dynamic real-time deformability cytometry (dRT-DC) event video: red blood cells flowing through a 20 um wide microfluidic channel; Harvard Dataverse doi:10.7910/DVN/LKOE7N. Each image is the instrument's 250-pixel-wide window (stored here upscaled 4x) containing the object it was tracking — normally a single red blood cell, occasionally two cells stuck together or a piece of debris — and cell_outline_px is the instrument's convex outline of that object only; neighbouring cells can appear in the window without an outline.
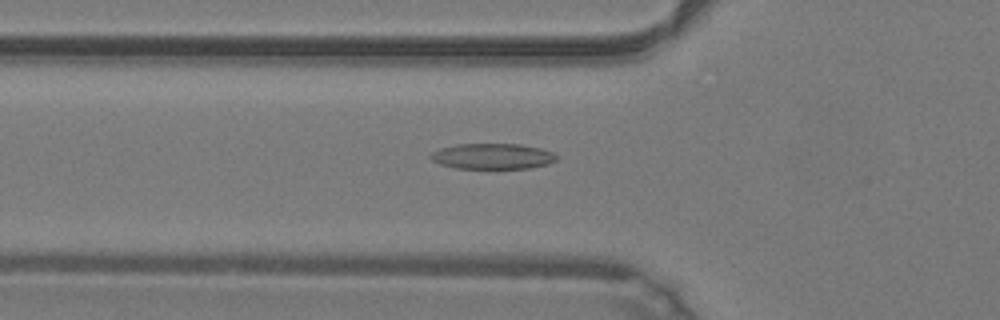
{"species": "common noctule bat (a hibernating species)", "species_latin": "Nyctalus noctula", "temperature_condition": "warm", "stored_images_in_passage": 48, "camera_frame_rate_fps": 3000, "um_per_image_px": 0.085, "animal": {"sex": "male", "body_mass_g": 19.2, "forearm_length_mm": 51.8}, "frame": {"image": 1, "passage_image": 17, "time_ms": 5.333, "image_size_px": [1000, 320], "cell_outline_px": [[556, 160], [548, 164], [532, 168], [456, 168], [440, 164], [432, 160], [428, 156], [432, 152], [440, 148], [456, 144], [520, 144], [540, 148], [552, 152], [556, 156]], "centroid_in_image_um": [41.85, 13.28], "position_along_channel_um": 84.0, "area_um2": 18.79}}
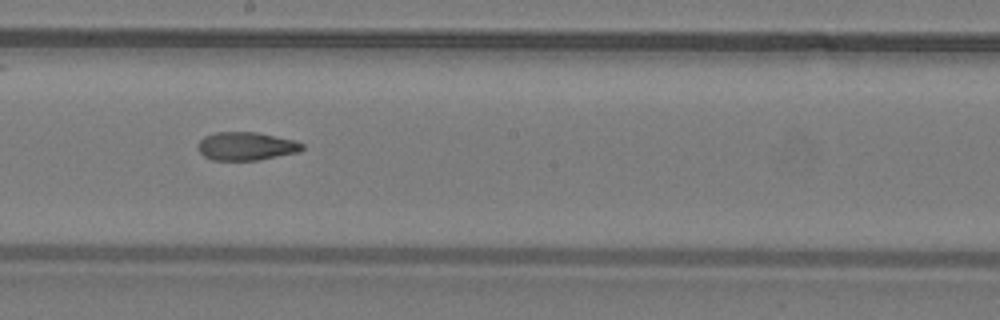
{"frame": {"image": 2, "passage_image": 27, "time_ms": 8.667, "image_size_px": [1000, 320], "cell_outline_px": [[304, 148], [300, 152], [256, 160], [212, 160], [204, 156], [200, 152], [196, 144], [204, 136], [216, 132], [256, 132], [292, 140], [304, 144]], "centroid_in_image_um": [20.9, 12.43], "position_along_channel_um": 227.3, "area_um2": 17.11}}
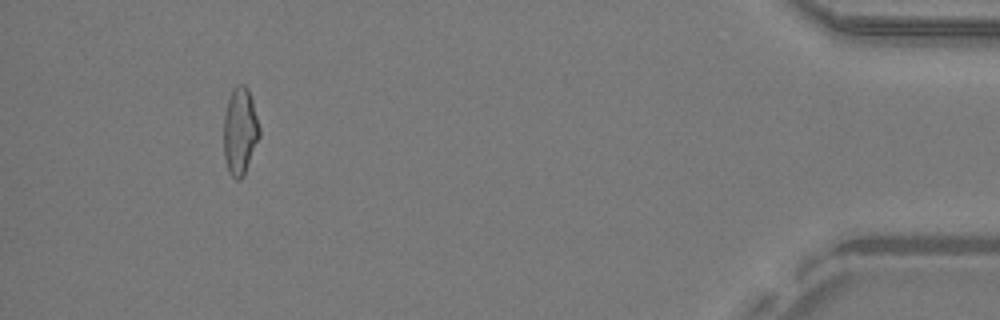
{"frame": {"image": 3, "passage_image": 45, "time_ms": 14.667, "image_size_px": [1000, 320], "cell_outline_px": [[260, 136], [244, 176], [240, 180], [236, 180], [228, 172], [224, 156], [224, 116], [228, 100], [232, 88], [240, 84], [244, 84], [248, 88], [252, 100], [260, 128]], "centroid_in_image_um": [20.4, 11.17], "position_along_channel_um": 414.8, "area_um2": 18.26}, "authors_computed_cell_mechanics": {"area_um2": 18.2648, "velocity_mm_per_s": 4.2713, "shape_relaxation_time_tau1_ms": null, "shape_relaxation_time_tau2_ms": 2.1857, "deformation_change_tau1": null, "deformation_change_tau2": 0.0919}}